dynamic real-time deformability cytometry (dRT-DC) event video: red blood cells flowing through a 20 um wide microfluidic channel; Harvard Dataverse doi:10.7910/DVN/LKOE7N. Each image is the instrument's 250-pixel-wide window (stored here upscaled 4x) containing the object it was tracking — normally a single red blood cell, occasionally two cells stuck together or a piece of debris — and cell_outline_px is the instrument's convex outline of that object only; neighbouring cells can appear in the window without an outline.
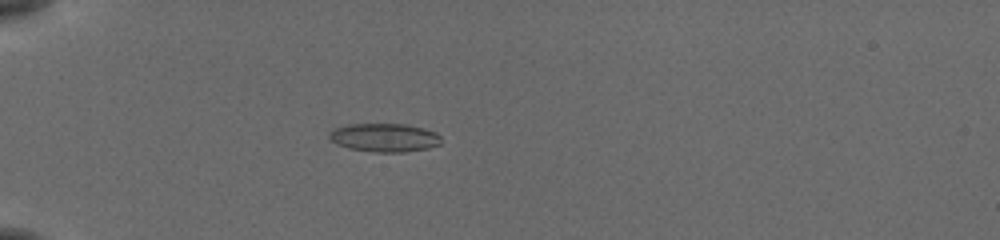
{"species": "common noctule bat (a hibernating species)", "species_latin": "Nyctalus noctula", "temperature_condition": "cold", "stored_images_in_passage": 56, "camera_frame_rate_fps": 3000, "um_per_image_px": 0.085, "animal": {"sex": "female", "body_mass_g": 19.5, "forearm_length_mm": 54.1}, "frame": {"image": 1, "passage_image": 18, "time_ms": 5.667, "image_size_px": [1000, 240], "cell_outline_px": [[440, 144], [428, 148], [404, 152], [376, 152], [348, 148], [336, 144], [328, 136], [328, 132], [336, 128], [348, 124], [404, 124], [424, 128], [436, 132], [440, 136]], "centroid_in_image_um": [32.67, 11.69], "position_along_channel_um": 52.3, "area_um2": 18.55}}
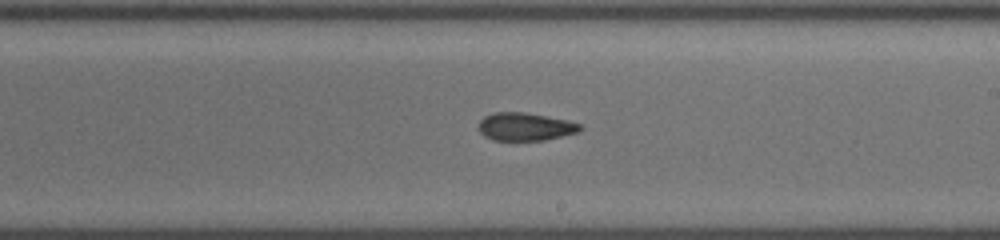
{"frame": {"image": 2, "passage_image": 35, "time_ms": 11.333, "image_size_px": [1000, 240], "cell_outline_px": [[584, 128], [580, 132], [544, 140], [492, 140], [484, 136], [476, 128], [476, 124], [484, 116], [492, 112], [524, 112], [568, 120], [580, 124]], "centroid_in_image_um": [44.61, 10.76], "position_along_channel_um": 244.4, "area_um2": 16.82}}
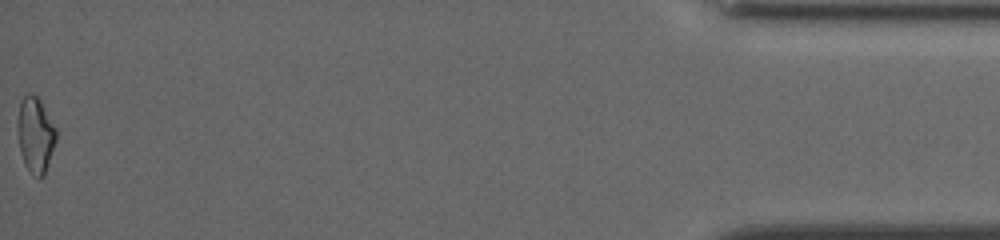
{"frame": {"image": 3, "passage_image": 56, "time_ms": 18.333, "image_size_px": [1000, 240], "cell_outline_px": [[56, 140], [44, 176], [40, 180], [24, 164], [20, 148], [16, 128], [16, 120], [20, 100], [28, 92], [32, 92], [40, 100], [56, 128]], "centroid_in_image_um": [2.99, 11.42], "position_along_channel_um": 432.2, "area_um2": 17.11}, "authors_computed_cell_mechanics": {"area_um2": 17.2244, "velocity_mm_per_s": 3.8429, "shape_relaxation_time_tau1_ms": 8.9809, "shape_relaxation_time_tau2_ms": 3.5576, "deformation_change_tau1": 0.2096, "deformation_change_tau2": 0.1113}}